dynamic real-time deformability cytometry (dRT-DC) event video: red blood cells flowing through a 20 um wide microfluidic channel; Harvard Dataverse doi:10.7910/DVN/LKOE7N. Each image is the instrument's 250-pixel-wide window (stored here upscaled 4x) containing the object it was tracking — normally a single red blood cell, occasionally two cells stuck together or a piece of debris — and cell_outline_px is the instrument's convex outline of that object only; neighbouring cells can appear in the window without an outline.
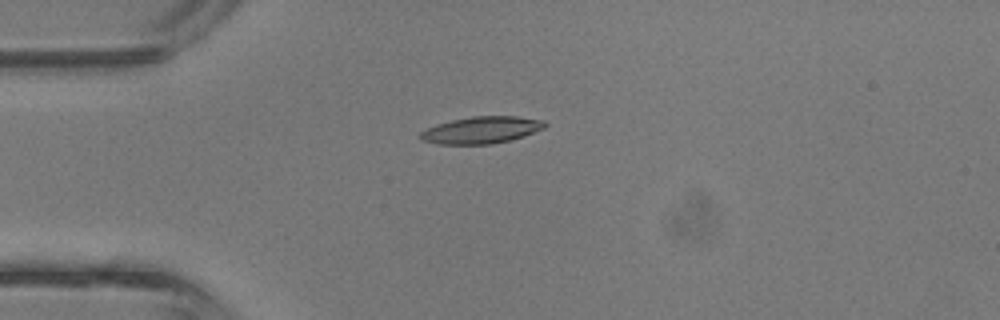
{"species": "common noctule bat (a hibernating species)", "species_latin": "Nyctalus noctula", "temperature_condition": "room temperature", "stored_images_in_passage": 4, "camera_frame_rate_fps": 3000, "um_per_image_px": 0.085, "animal": {"sex": "male", "body_mass_g": 13.3}, "frame": {"image": 1, "passage_image": 4, "time_ms": 1.0, "image_size_px": [1000, 320], "cell_outline_px": [[548, 124], [544, 128], [524, 136], [492, 144], [436, 144], [420, 140], [416, 136], [420, 132], [436, 124], [452, 120], [472, 116], [516, 116], [544, 120]], "centroid_in_image_um": [40.89, 11.05], "position_along_channel_um": 44.1, "area_um2": 19.65}}